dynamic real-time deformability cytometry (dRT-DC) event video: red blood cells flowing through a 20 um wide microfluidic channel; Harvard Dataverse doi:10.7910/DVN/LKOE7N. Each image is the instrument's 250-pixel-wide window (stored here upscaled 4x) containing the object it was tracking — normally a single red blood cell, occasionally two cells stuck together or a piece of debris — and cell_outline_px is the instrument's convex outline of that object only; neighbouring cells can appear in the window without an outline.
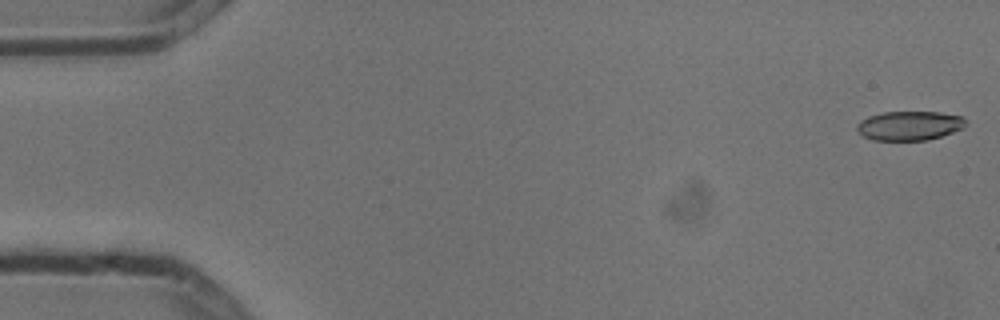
{"species": "common noctule bat (a hibernating species)", "species_latin": "Nyctalus noctula", "temperature_condition": "cold", "stored_images_in_passage": 6, "camera_frame_rate_fps": 3000, "um_per_image_px": 0.085, "animal": {"sex": "male", "body_mass_g": 13.3}, "frame": {"image": 1, "passage_image": 1, "time_ms": 0.0, "image_size_px": [1000, 320], "cell_outline_px": [[968, 124], [964, 128], [928, 140], [872, 140], [864, 136], [856, 128], [856, 124], [860, 120], [868, 116], [884, 112], [940, 112], [960, 116], [968, 120]], "centroid_in_image_um": [77.32, 10.68], "position_along_channel_um": 7.7, "area_um2": 18.61}}